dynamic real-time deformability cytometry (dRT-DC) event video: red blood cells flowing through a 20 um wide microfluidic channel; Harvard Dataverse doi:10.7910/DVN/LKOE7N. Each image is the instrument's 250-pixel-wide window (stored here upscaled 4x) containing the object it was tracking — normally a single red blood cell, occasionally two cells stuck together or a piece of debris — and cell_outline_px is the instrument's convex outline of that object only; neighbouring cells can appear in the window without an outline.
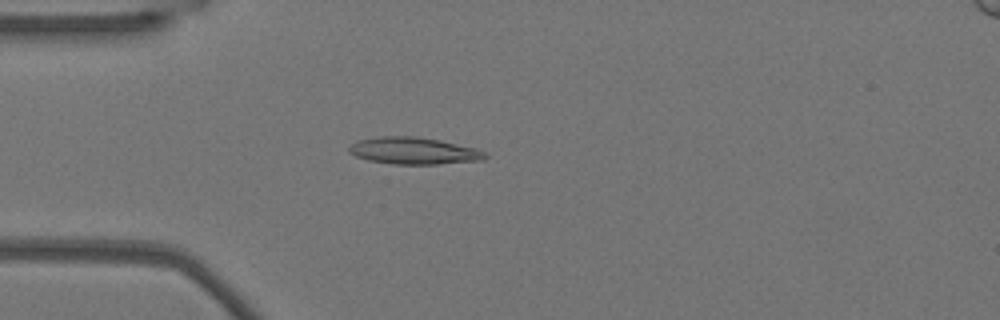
{"species": "Egyptian fruit bat (a non-hibernating species)", "species_latin": "Rousettus aegyptiacus", "temperature_condition": "warm", "stored_images_in_passage": 52, "camera_frame_rate_fps": 3000, "um_per_image_px": 0.085, "animal": {"sex": "female"}, "frame": {"image": 1, "passage_image": 14, "time_ms": 4.333, "image_size_px": [1000, 320], "cell_outline_px": [[488, 156], [484, 160], [436, 164], [392, 164], [368, 160], [356, 156], [348, 152], [348, 148], [356, 140], [380, 136], [416, 136], [440, 140], [476, 148], [488, 152]], "centroid_in_image_um": [35.19, 12.81], "position_along_channel_um": 49.8, "area_um2": 21.56}}
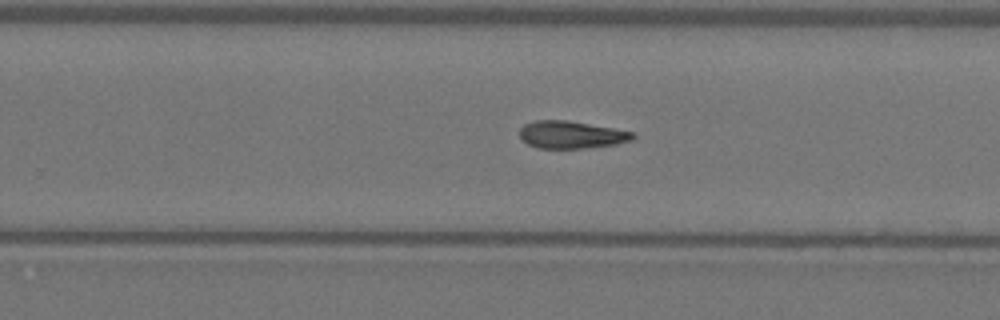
{"frame": {"image": 2, "passage_image": 33, "time_ms": 10.667, "image_size_px": [1000, 320], "cell_outline_px": [[636, 136], [632, 140], [616, 144], [584, 148], [536, 148], [528, 144], [520, 136], [520, 128], [524, 124], [532, 120], [568, 120], [636, 132]], "centroid_in_image_um": [48.57, 11.44], "position_along_channel_um": 281.2, "area_um2": 18.21}}
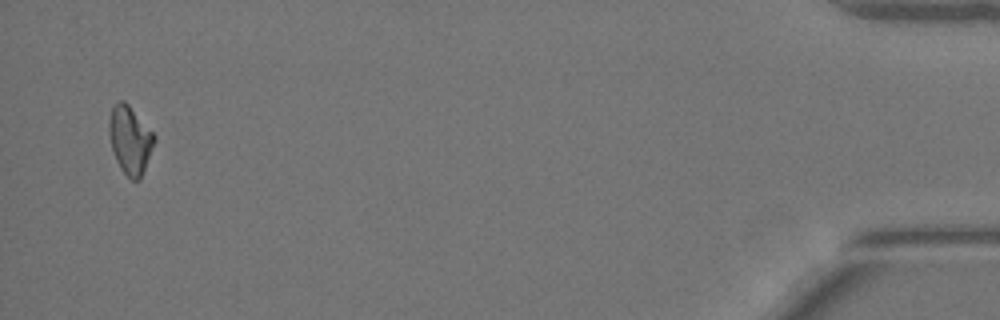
{"frame": {"image": 3, "passage_image": 51, "time_ms": 16.667, "image_size_px": [1000, 320], "cell_outline_px": [[152, 144], [140, 180], [132, 180], [120, 168], [116, 160], [112, 148], [108, 132], [108, 120], [112, 108], [116, 100], [124, 100], [128, 104], [152, 132]], "centroid_in_image_um": [10.98, 11.85], "position_along_channel_um": 424.2, "area_um2": 17.28}}